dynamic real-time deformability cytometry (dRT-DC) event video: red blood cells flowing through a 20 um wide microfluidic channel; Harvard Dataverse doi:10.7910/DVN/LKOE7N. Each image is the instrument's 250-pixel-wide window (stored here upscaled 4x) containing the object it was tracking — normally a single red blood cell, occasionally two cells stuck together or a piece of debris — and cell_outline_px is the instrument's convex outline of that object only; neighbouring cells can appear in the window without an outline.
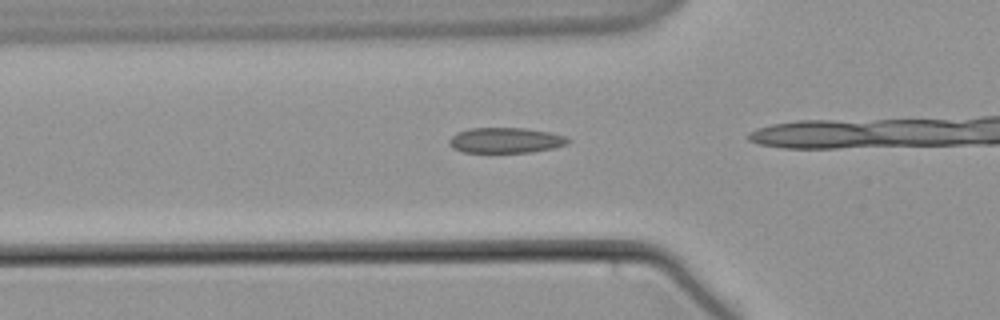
{"species": "common noctule bat (a hibernating species)", "species_latin": "Nyctalus noctula", "temperature_condition": "warm", "stored_images_in_passage": 30, "camera_frame_rate_fps": 3000, "um_per_image_px": 0.085, "animal": {"sex": "male", "body_mass_g": 21.5, "forearm_length_mm": 52.0}, "frame": {"image": 1, "passage_image": 14, "time_ms": 4.333, "image_size_px": [1000, 320], "cell_outline_px": [[568, 140], [564, 144], [552, 148], [532, 152], [464, 152], [452, 148], [448, 144], [448, 140], [456, 132], [468, 128], [524, 128], [552, 132], [564, 136]], "centroid_in_image_um": [42.9, 11.92], "position_along_channel_um": 82.9, "area_um2": 17.51}}
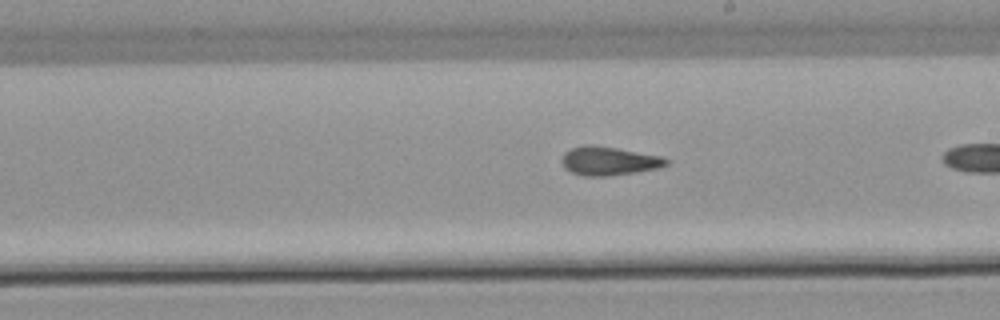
{"frame": {"image": 2, "passage_image": 27, "time_ms": 8.667, "image_size_px": [1000, 320], "cell_outline_px": [[668, 164], [660, 168], [636, 172], [608, 176], [584, 176], [572, 172], [564, 168], [560, 160], [564, 152], [572, 148], [584, 144], [592, 144], [616, 148], [660, 156], [668, 160]], "centroid_in_image_um": [51.71, 13.68], "position_along_channel_um": 237.3, "area_um2": 17.51}}